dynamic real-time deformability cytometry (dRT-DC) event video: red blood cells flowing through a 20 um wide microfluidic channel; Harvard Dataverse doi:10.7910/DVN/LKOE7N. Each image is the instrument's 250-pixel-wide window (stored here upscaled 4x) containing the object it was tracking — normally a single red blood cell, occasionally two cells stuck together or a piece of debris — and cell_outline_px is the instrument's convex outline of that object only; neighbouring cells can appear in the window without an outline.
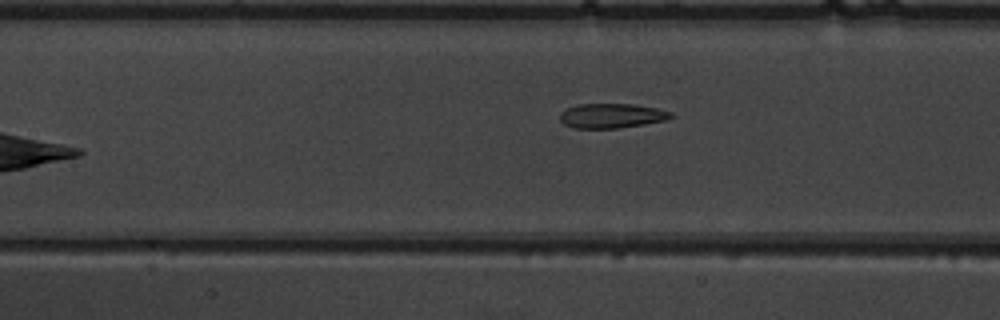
{"species": "common noctule bat (a hibernating species)", "species_latin": "Nyctalus noctula", "temperature_condition": "warm", "stored_images_in_passage": 7, "segment_of_instrument_passage": [2, 2], "camera_frame_rate_fps": 3000, "um_per_image_px": 0.085, "animal": {"sex": "male", "body_mass_g": 19.5, "forearm_length_mm": 54.6}, "frame": {"image": 1, "passage_image": 7, "time_ms": 7.0, "image_size_px": [1000, 320], "cell_outline_px": [[676, 116], [664, 120], [644, 124], [620, 128], [572, 128], [564, 124], [560, 120], [560, 112], [576, 104], [632, 104], [656, 108], [672, 112]], "centroid_in_image_um": [51.98, 9.84], "position_along_channel_um": 155.4, "area_um2": 15.95}}